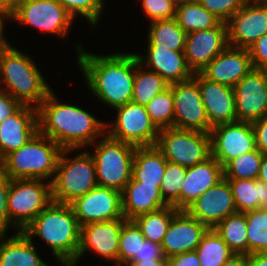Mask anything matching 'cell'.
<instances>
[{"mask_svg": "<svg viewBox=\"0 0 267 266\" xmlns=\"http://www.w3.org/2000/svg\"><path fill=\"white\" fill-rule=\"evenodd\" d=\"M173 206L137 216L133 221L138 225L146 240L161 244L167 228L178 212Z\"/></svg>", "mask_w": 267, "mask_h": 266, "instance_id": "cell-35", "label": "cell"}, {"mask_svg": "<svg viewBox=\"0 0 267 266\" xmlns=\"http://www.w3.org/2000/svg\"><path fill=\"white\" fill-rule=\"evenodd\" d=\"M145 107L159 130L174 127V97L170 87L157 94Z\"/></svg>", "mask_w": 267, "mask_h": 266, "instance_id": "cell-39", "label": "cell"}, {"mask_svg": "<svg viewBox=\"0 0 267 266\" xmlns=\"http://www.w3.org/2000/svg\"><path fill=\"white\" fill-rule=\"evenodd\" d=\"M174 97V127L210 133L198 82L189 80L169 85Z\"/></svg>", "mask_w": 267, "mask_h": 266, "instance_id": "cell-13", "label": "cell"}, {"mask_svg": "<svg viewBox=\"0 0 267 266\" xmlns=\"http://www.w3.org/2000/svg\"><path fill=\"white\" fill-rule=\"evenodd\" d=\"M148 46L172 51H184L187 33L178 25L176 18L156 20L150 23Z\"/></svg>", "mask_w": 267, "mask_h": 266, "instance_id": "cell-30", "label": "cell"}, {"mask_svg": "<svg viewBox=\"0 0 267 266\" xmlns=\"http://www.w3.org/2000/svg\"><path fill=\"white\" fill-rule=\"evenodd\" d=\"M238 213L267 209V184L258 179H226Z\"/></svg>", "mask_w": 267, "mask_h": 266, "instance_id": "cell-29", "label": "cell"}, {"mask_svg": "<svg viewBox=\"0 0 267 266\" xmlns=\"http://www.w3.org/2000/svg\"><path fill=\"white\" fill-rule=\"evenodd\" d=\"M178 25L188 34L218 26L221 20L205 9L198 1L176 7Z\"/></svg>", "mask_w": 267, "mask_h": 266, "instance_id": "cell-33", "label": "cell"}, {"mask_svg": "<svg viewBox=\"0 0 267 266\" xmlns=\"http://www.w3.org/2000/svg\"><path fill=\"white\" fill-rule=\"evenodd\" d=\"M126 219L105 222H91L81 226L77 262L88 250H93L118 266L119 236Z\"/></svg>", "mask_w": 267, "mask_h": 266, "instance_id": "cell-18", "label": "cell"}, {"mask_svg": "<svg viewBox=\"0 0 267 266\" xmlns=\"http://www.w3.org/2000/svg\"><path fill=\"white\" fill-rule=\"evenodd\" d=\"M253 68L249 49L228 45L200 73L210 81L233 88Z\"/></svg>", "mask_w": 267, "mask_h": 266, "instance_id": "cell-22", "label": "cell"}, {"mask_svg": "<svg viewBox=\"0 0 267 266\" xmlns=\"http://www.w3.org/2000/svg\"><path fill=\"white\" fill-rule=\"evenodd\" d=\"M137 57L142 66H148V70L159 74L169 85L189 80L194 75L184 51L147 47L146 57L138 54Z\"/></svg>", "mask_w": 267, "mask_h": 266, "instance_id": "cell-25", "label": "cell"}, {"mask_svg": "<svg viewBox=\"0 0 267 266\" xmlns=\"http://www.w3.org/2000/svg\"><path fill=\"white\" fill-rule=\"evenodd\" d=\"M16 0H0V15L8 16L15 8Z\"/></svg>", "mask_w": 267, "mask_h": 266, "instance_id": "cell-54", "label": "cell"}, {"mask_svg": "<svg viewBox=\"0 0 267 266\" xmlns=\"http://www.w3.org/2000/svg\"><path fill=\"white\" fill-rule=\"evenodd\" d=\"M257 179L267 184V153L263 154Z\"/></svg>", "mask_w": 267, "mask_h": 266, "instance_id": "cell-55", "label": "cell"}, {"mask_svg": "<svg viewBox=\"0 0 267 266\" xmlns=\"http://www.w3.org/2000/svg\"><path fill=\"white\" fill-rule=\"evenodd\" d=\"M22 231L43 239L62 266H76L81 226L70 204L52 201Z\"/></svg>", "mask_w": 267, "mask_h": 266, "instance_id": "cell-3", "label": "cell"}, {"mask_svg": "<svg viewBox=\"0 0 267 266\" xmlns=\"http://www.w3.org/2000/svg\"><path fill=\"white\" fill-rule=\"evenodd\" d=\"M201 266H222L234 253L213 228L207 230L196 248Z\"/></svg>", "mask_w": 267, "mask_h": 266, "instance_id": "cell-34", "label": "cell"}, {"mask_svg": "<svg viewBox=\"0 0 267 266\" xmlns=\"http://www.w3.org/2000/svg\"><path fill=\"white\" fill-rule=\"evenodd\" d=\"M249 2H267V0H246Z\"/></svg>", "mask_w": 267, "mask_h": 266, "instance_id": "cell-57", "label": "cell"}, {"mask_svg": "<svg viewBox=\"0 0 267 266\" xmlns=\"http://www.w3.org/2000/svg\"><path fill=\"white\" fill-rule=\"evenodd\" d=\"M174 5L176 7L180 6V5H183V4H187V3H192V2H195V1H198V0H172Z\"/></svg>", "mask_w": 267, "mask_h": 266, "instance_id": "cell-56", "label": "cell"}, {"mask_svg": "<svg viewBox=\"0 0 267 266\" xmlns=\"http://www.w3.org/2000/svg\"><path fill=\"white\" fill-rule=\"evenodd\" d=\"M213 229L234 254L248 255L246 213L229 215Z\"/></svg>", "mask_w": 267, "mask_h": 266, "instance_id": "cell-32", "label": "cell"}, {"mask_svg": "<svg viewBox=\"0 0 267 266\" xmlns=\"http://www.w3.org/2000/svg\"><path fill=\"white\" fill-rule=\"evenodd\" d=\"M211 155L224 168L231 160L256 149L251 122L223 123L210 130Z\"/></svg>", "mask_w": 267, "mask_h": 266, "instance_id": "cell-12", "label": "cell"}, {"mask_svg": "<svg viewBox=\"0 0 267 266\" xmlns=\"http://www.w3.org/2000/svg\"><path fill=\"white\" fill-rule=\"evenodd\" d=\"M22 104L12 95L0 89V123L14 114Z\"/></svg>", "mask_w": 267, "mask_h": 266, "instance_id": "cell-47", "label": "cell"}, {"mask_svg": "<svg viewBox=\"0 0 267 266\" xmlns=\"http://www.w3.org/2000/svg\"><path fill=\"white\" fill-rule=\"evenodd\" d=\"M209 125L214 127L223 123L237 121L235 94L232 87L206 79L200 72L194 73Z\"/></svg>", "mask_w": 267, "mask_h": 266, "instance_id": "cell-21", "label": "cell"}, {"mask_svg": "<svg viewBox=\"0 0 267 266\" xmlns=\"http://www.w3.org/2000/svg\"><path fill=\"white\" fill-rule=\"evenodd\" d=\"M69 152L74 151L62 150L51 182L52 199L57 203L71 204L98 186L92 154L87 150L71 158L66 155Z\"/></svg>", "mask_w": 267, "mask_h": 266, "instance_id": "cell-6", "label": "cell"}, {"mask_svg": "<svg viewBox=\"0 0 267 266\" xmlns=\"http://www.w3.org/2000/svg\"><path fill=\"white\" fill-rule=\"evenodd\" d=\"M103 136L93 144L98 186L122 192L132 178L136 147L111 138L107 132Z\"/></svg>", "mask_w": 267, "mask_h": 266, "instance_id": "cell-7", "label": "cell"}, {"mask_svg": "<svg viewBox=\"0 0 267 266\" xmlns=\"http://www.w3.org/2000/svg\"><path fill=\"white\" fill-rule=\"evenodd\" d=\"M115 109L116 120L105 124L111 138L135 147L156 145L160 130L152 122L145 106L128 102Z\"/></svg>", "mask_w": 267, "mask_h": 266, "instance_id": "cell-11", "label": "cell"}, {"mask_svg": "<svg viewBox=\"0 0 267 266\" xmlns=\"http://www.w3.org/2000/svg\"><path fill=\"white\" fill-rule=\"evenodd\" d=\"M74 18L77 14L88 20L93 29L98 25L99 18L104 8L103 0H57ZM93 25V26H92Z\"/></svg>", "mask_w": 267, "mask_h": 266, "instance_id": "cell-41", "label": "cell"}, {"mask_svg": "<svg viewBox=\"0 0 267 266\" xmlns=\"http://www.w3.org/2000/svg\"><path fill=\"white\" fill-rule=\"evenodd\" d=\"M37 119L38 131L62 149L92 145L106 132L105 122L80 107L59 103L53 91L37 107Z\"/></svg>", "mask_w": 267, "mask_h": 266, "instance_id": "cell-2", "label": "cell"}, {"mask_svg": "<svg viewBox=\"0 0 267 266\" xmlns=\"http://www.w3.org/2000/svg\"><path fill=\"white\" fill-rule=\"evenodd\" d=\"M263 153L259 149L238 156L224 167L225 179H257Z\"/></svg>", "mask_w": 267, "mask_h": 266, "instance_id": "cell-37", "label": "cell"}, {"mask_svg": "<svg viewBox=\"0 0 267 266\" xmlns=\"http://www.w3.org/2000/svg\"><path fill=\"white\" fill-rule=\"evenodd\" d=\"M41 179H11L7 197L10 222L22 231L52 201L51 182Z\"/></svg>", "mask_w": 267, "mask_h": 266, "instance_id": "cell-8", "label": "cell"}, {"mask_svg": "<svg viewBox=\"0 0 267 266\" xmlns=\"http://www.w3.org/2000/svg\"><path fill=\"white\" fill-rule=\"evenodd\" d=\"M228 45L249 49L267 33V2H249L227 22Z\"/></svg>", "mask_w": 267, "mask_h": 266, "instance_id": "cell-16", "label": "cell"}, {"mask_svg": "<svg viewBox=\"0 0 267 266\" xmlns=\"http://www.w3.org/2000/svg\"><path fill=\"white\" fill-rule=\"evenodd\" d=\"M256 148L263 154L267 153V115L252 122Z\"/></svg>", "mask_w": 267, "mask_h": 266, "instance_id": "cell-48", "label": "cell"}, {"mask_svg": "<svg viewBox=\"0 0 267 266\" xmlns=\"http://www.w3.org/2000/svg\"><path fill=\"white\" fill-rule=\"evenodd\" d=\"M208 229L186 210H179L173 216L161 243L165 257L195 251Z\"/></svg>", "mask_w": 267, "mask_h": 266, "instance_id": "cell-20", "label": "cell"}, {"mask_svg": "<svg viewBox=\"0 0 267 266\" xmlns=\"http://www.w3.org/2000/svg\"><path fill=\"white\" fill-rule=\"evenodd\" d=\"M11 185V179L0 173V235H6L9 228L15 227L9 220L7 197Z\"/></svg>", "mask_w": 267, "mask_h": 266, "instance_id": "cell-44", "label": "cell"}, {"mask_svg": "<svg viewBox=\"0 0 267 266\" xmlns=\"http://www.w3.org/2000/svg\"><path fill=\"white\" fill-rule=\"evenodd\" d=\"M122 213L126 220L139 215L155 212L169 206L162 198L160 188L143 184L133 177L121 192Z\"/></svg>", "mask_w": 267, "mask_h": 266, "instance_id": "cell-26", "label": "cell"}, {"mask_svg": "<svg viewBox=\"0 0 267 266\" xmlns=\"http://www.w3.org/2000/svg\"><path fill=\"white\" fill-rule=\"evenodd\" d=\"M62 148L37 131L19 149L1 161V172L10 179H51L52 182Z\"/></svg>", "mask_w": 267, "mask_h": 266, "instance_id": "cell-5", "label": "cell"}, {"mask_svg": "<svg viewBox=\"0 0 267 266\" xmlns=\"http://www.w3.org/2000/svg\"><path fill=\"white\" fill-rule=\"evenodd\" d=\"M37 131V108L22 105L0 123V161L25 145Z\"/></svg>", "mask_w": 267, "mask_h": 266, "instance_id": "cell-23", "label": "cell"}, {"mask_svg": "<svg viewBox=\"0 0 267 266\" xmlns=\"http://www.w3.org/2000/svg\"><path fill=\"white\" fill-rule=\"evenodd\" d=\"M166 165L167 160L156 145L136 147L132 177L143 184L154 185L160 188Z\"/></svg>", "mask_w": 267, "mask_h": 266, "instance_id": "cell-28", "label": "cell"}, {"mask_svg": "<svg viewBox=\"0 0 267 266\" xmlns=\"http://www.w3.org/2000/svg\"><path fill=\"white\" fill-rule=\"evenodd\" d=\"M142 8L151 22L175 18L176 6L172 0H142Z\"/></svg>", "mask_w": 267, "mask_h": 266, "instance_id": "cell-43", "label": "cell"}, {"mask_svg": "<svg viewBox=\"0 0 267 266\" xmlns=\"http://www.w3.org/2000/svg\"><path fill=\"white\" fill-rule=\"evenodd\" d=\"M247 266H267V252L247 255Z\"/></svg>", "mask_w": 267, "mask_h": 266, "instance_id": "cell-51", "label": "cell"}, {"mask_svg": "<svg viewBox=\"0 0 267 266\" xmlns=\"http://www.w3.org/2000/svg\"><path fill=\"white\" fill-rule=\"evenodd\" d=\"M78 44L77 64L88 89L113 109L131 102L135 77V54L95 55Z\"/></svg>", "mask_w": 267, "mask_h": 266, "instance_id": "cell-1", "label": "cell"}, {"mask_svg": "<svg viewBox=\"0 0 267 266\" xmlns=\"http://www.w3.org/2000/svg\"><path fill=\"white\" fill-rule=\"evenodd\" d=\"M186 211L209 229L229 215L237 213L229 182L225 178L221 180L203 193Z\"/></svg>", "mask_w": 267, "mask_h": 266, "instance_id": "cell-19", "label": "cell"}, {"mask_svg": "<svg viewBox=\"0 0 267 266\" xmlns=\"http://www.w3.org/2000/svg\"><path fill=\"white\" fill-rule=\"evenodd\" d=\"M5 236L0 235V266H49L37 254L32 238L23 231Z\"/></svg>", "mask_w": 267, "mask_h": 266, "instance_id": "cell-27", "label": "cell"}, {"mask_svg": "<svg viewBox=\"0 0 267 266\" xmlns=\"http://www.w3.org/2000/svg\"><path fill=\"white\" fill-rule=\"evenodd\" d=\"M187 167L167 161L164 177L160 185L163 200L180 210V196L186 177Z\"/></svg>", "mask_w": 267, "mask_h": 266, "instance_id": "cell-38", "label": "cell"}, {"mask_svg": "<svg viewBox=\"0 0 267 266\" xmlns=\"http://www.w3.org/2000/svg\"><path fill=\"white\" fill-rule=\"evenodd\" d=\"M168 87L169 84L159 74L146 70L135 54V77L131 102L146 106L157 94Z\"/></svg>", "mask_w": 267, "mask_h": 266, "instance_id": "cell-31", "label": "cell"}, {"mask_svg": "<svg viewBox=\"0 0 267 266\" xmlns=\"http://www.w3.org/2000/svg\"><path fill=\"white\" fill-rule=\"evenodd\" d=\"M227 46L226 22L211 29L188 33L184 50L188 67L193 73L200 72Z\"/></svg>", "mask_w": 267, "mask_h": 266, "instance_id": "cell-17", "label": "cell"}, {"mask_svg": "<svg viewBox=\"0 0 267 266\" xmlns=\"http://www.w3.org/2000/svg\"><path fill=\"white\" fill-rule=\"evenodd\" d=\"M168 266H201L196 251H189L167 258Z\"/></svg>", "mask_w": 267, "mask_h": 266, "instance_id": "cell-49", "label": "cell"}, {"mask_svg": "<svg viewBox=\"0 0 267 266\" xmlns=\"http://www.w3.org/2000/svg\"><path fill=\"white\" fill-rule=\"evenodd\" d=\"M8 18L62 38L68 34L74 21V17L57 0L18 1Z\"/></svg>", "mask_w": 267, "mask_h": 266, "instance_id": "cell-10", "label": "cell"}, {"mask_svg": "<svg viewBox=\"0 0 267 266\" xmlns=\"http://www.w3.org/2000/svg\"><path fill=\"white\" fill-rule=\"evenodd\" d=\"M233 90L237 121L252 123L267 115V71L253 68Z\"/></svg>", "mask_w": 267, "mask_h": 266, "instance_id": "cell-15", "label": "cell"}, {"mask_svg": "<svg viewBox=\"0 0 267 266\" xmlns=\"http://www.w3.org/2000/svg\"><path fill=\"white\" fill-rule=\"evenodd\" d=\"M224 179V168L211 156L206 161L187 167L180 196V210H186L203 193Z\"/></svg>", "mask_w": 267, "mask_h": 266, "instance_id": "cell-24", "label": "cell"}, {"mask_svg": "<svg viewBox=\"0 0 267 266\" xmlns=\"http://www.w3.org/2000/svg\"><path fill=\"white\" fill-rule=\"evenodd\" d=\"M156 146L168 162L192 167L210 158L209 133L170 127L161 129Z\"/></svg>", "mask_w": 267, "mask_h": 266, "instance_id": "cell-9", "label": "cell"}, {"mask_svg": "<svg viewBox=\"0 0 267 266\" xmlns=\"http://www.w3.org/2000/svg\"><path fill=\"white\" fill-rule=\"evenodd\" d=\"M198 2L214 14L221 22H227L238 10H240L246 0H198Z\"/></svg>", "mask_w": 267, "mask_h": 266, "instance_id": "cell-42", "label": "cell"}, {"mask_svg": "<svg viewBox=\"0 0 267 266\" xmlns=\"http://www.w3.org/2000/svg\"><path fill=\"white\" fill-rule=\"evenodd\" d=\"M222 266H247V255L234 254Z\"/></svg>", "mask_w": 267, "mask_h": 266, "instance_id": "cell-53", "label": "cell"}, {"mask_svg": "<svg viewBox=\"0 0 267 266\" xmlns=\"http://www.w3.org/2000/svg\"><path fill=\"white\" fill-rule=\"evenodd\" d=\"M70 205L80 226L91 222L125 219L122 213L121 192L112 188L96 186Z\"/></svg>", "mask_w": 267, "mask_h": 266, "instance_id": "cell-14", "label": "cell"}, {"mask_svg": "<svg viewBox=\"0 0 267 266\" xmlns=\"http://www.w3.org/2000/svg\"><path fill=\"white\" fill-rule=\"evenodd\" d=\"M125 266H168L167 259L130 260Z\"/></svg>", "mask_w": 267, "mask_h": 266, "instance_id": "cell-50", "label": "cell"}, {"mask_svg": "<svg viewBox=\"0 0 267 266\" xmlns=\"http://www.w3.org/2000/svg\"><path fill=\"white\" fill-rule=\"evenodd\" d=\"M253 67L267 71V33L249 48Z\"/></svg>", "mask_w": 267, "mask_h": 266, "instance_id": "cell-45", "label": "cell"}, {"mask_svg": "<svg viewBox=\"0 0 267 266\" xmlns=\"http://www.w3.org/2000/svg\"><path fill=\"white\" fill-rule=\"evenodd\" d=\"M0 89L12 95L22 105L35 108L52 91L34 60L13 46L0 58Z\"/></svg>", "mask_w": 267, "mask_h": 266, "instance_id": "cell-4", "label": "cell"}, {"mask_svg": "<svg viewBox=\"0 0 267 266\" xmlns=\"http://www.w3.org/2000/svg\"><path fill=\"white\" fill-rule=\"evenodd\" d=\"M248 255L267 252V209L246 213Z\"/></svg>", "mask_w": 267, "mask_h": 266, "instance_id": "cell-36", "label": "cell"}, {"mask_svg": "<svg viewBox=\"0 0 267 266\" xmlns=\"http://www.w3.org/2000/svg\"><path fill=\"white\" fill-rule=\"evenodd\" d=\"M5 19H9L6 15H0V58L2 57L3 53L11 46L8 41L4 38V22ZM4 27V28H3Z\"/></svg>", "mask_w": 267, "mask_h": 266, "instance_id": "cell-52", "label": "cell"}, {"mask_svg": "<svg viewBox=\"0 0 267 266\" xmlns=\"http://www.w3.org/2000/svg\"><path fill=\"white\" fill-rule=\"evenodd\" d=\"M144 240L138 225L133 220H126L119 236L118 266H125L134 256H139L140 245Z\"/></svg>", "mask_w": 267, "mask_h": 266, "instance_id": "cell-40", "label": "cell"}, {"mask_svg": "<svg viewBox=\"0 0 267 266\" xmlns=\"http://www.w3.org/2000/svg\"><path fill=\"white\" fill-rule=\"evenodd\" d=\"M151 259H167L164 255L161 244L144 240L139 249V256H134L131 260H151Z\"/></svg>", "mask_w": 267, "mask_h": 266, "instance_id": "cell-46", "label": "cell"}]
</instances>
